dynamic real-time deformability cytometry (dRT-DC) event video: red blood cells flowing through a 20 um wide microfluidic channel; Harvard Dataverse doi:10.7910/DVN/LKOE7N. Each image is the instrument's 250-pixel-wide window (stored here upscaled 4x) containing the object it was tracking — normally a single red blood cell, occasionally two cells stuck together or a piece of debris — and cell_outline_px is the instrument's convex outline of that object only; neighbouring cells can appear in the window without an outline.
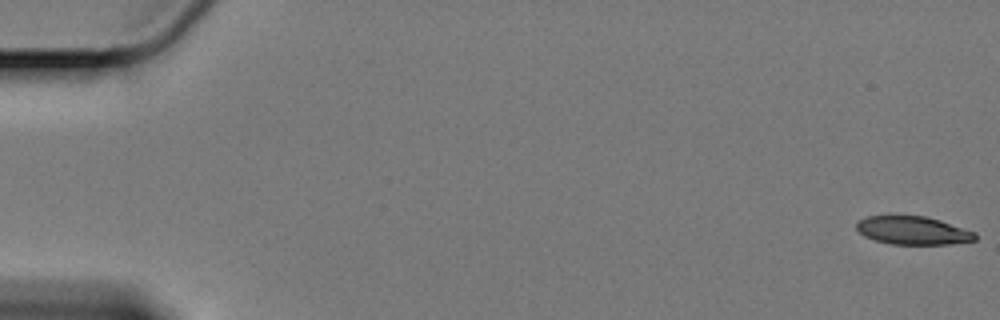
{"species": "Egyptian fruit bat (a non-hibernating species)", "species_latin": "Rousettus aegyptiacus", "temperature_condition": "cold", "stored_images_in_passage": 19, "camera_frame_rate_fps": 3000, "um_per_image_px": 0.085, "animal": {"sex": "female"}, "frame": {"image": 1, "passage_image": 1, "time_ms": 0.0, "image_size_px": [1000, 320], "cell_outline_px": [[976, 240], [948, 244], [892, 244], [876, 240], [864, 236], [856, 228], [856, 224], [860, 220], [868, 216], [888, 212], [896, 212], [928, 216], [976, 232]], "centroid_in_image_um": [77.55, 19.52], "position_along_channel_um": 7.5, "area_um2": 20.35}}
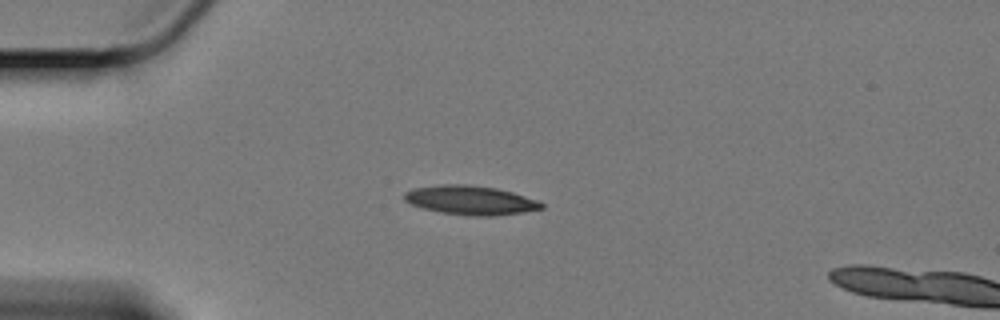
{"frame": {"image": 2, "passage_image": 16, "time_ms": 5.0, "image_size_px": [1000, 320], "cell_outline_px": [[544, 208], [520, 212], [492, 216], [480, 216], [444, 212], [424, 208], [412, 204], [404, 200], [404, 192], [412, 188], [440, 184], [468, 184], [496, 188], [512, 192], [536, 200], [544, 204]], "centroid_in_image_um": [39.97, 16.99], "position_along_channel_um": 45.0, "area_um2": 22.89}}